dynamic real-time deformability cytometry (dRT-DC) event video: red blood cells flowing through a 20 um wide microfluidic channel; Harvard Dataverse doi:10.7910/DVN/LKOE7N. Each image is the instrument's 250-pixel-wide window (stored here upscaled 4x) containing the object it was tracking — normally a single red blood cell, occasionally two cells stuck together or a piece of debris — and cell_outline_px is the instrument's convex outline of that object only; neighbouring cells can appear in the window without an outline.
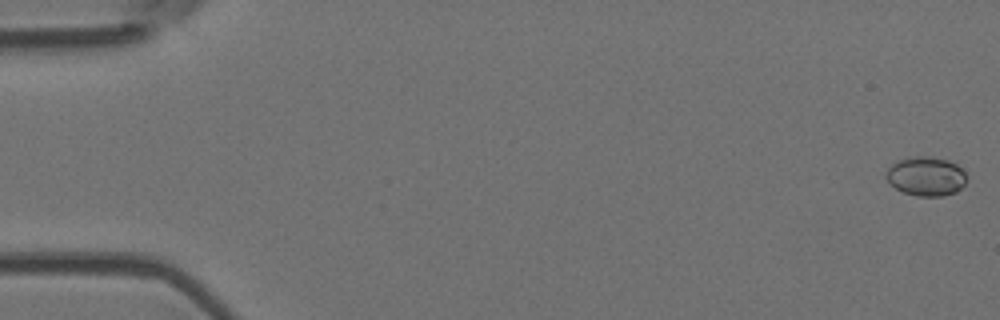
{"species": "Egyptian fruit bat (a non-hibernating species)", "species_latin": "Rousettus aegyptiacus", "temperature_condition": "room temperature", "stored_images_in_passage": 9, "camera_frame_rate_fps": 3000, "um_per_image_px": 0.085, "animal": {"sex": "female"}, "frame": {"image": 1, "passage_image": 1, "time_ms": 0.0, "image_size_px": [1000, 320], "cell_outline_px": [[964, 184], [956, 192], [940, 196], [916, 196], [904, 192], [896, 188], [888, 180], [888, 168], [892, 164], [900, 160], [916, 156], [932, 156], [948, 160], [964, 168]], "centroid_in_image_um": [78.74, 14.97], "position_along_channel_um": 6.3, "area_um2": 18.03}}
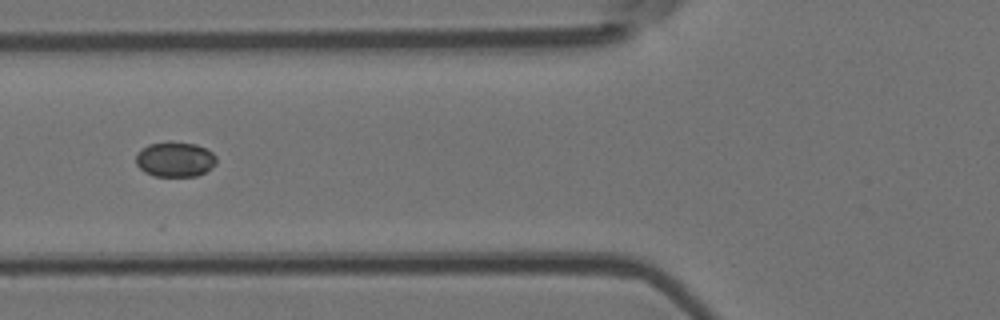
{"frame": {"image": 2, "passage_image": 7, "time_ms": 6.667, "image_size_px": [1000, 320], "cell_outline_px": [[216, 164], [212, 168], [196, 176], [156, 176], [144, 172], [136, 164], [136, 156], [148, 144], [168, 140], [196, 144], [212, 152], [216, 156]], "centroid_in_image_um": [14.89, 13.53], "position_along_channel_um": 110.9, "area_um2": 16.53}}
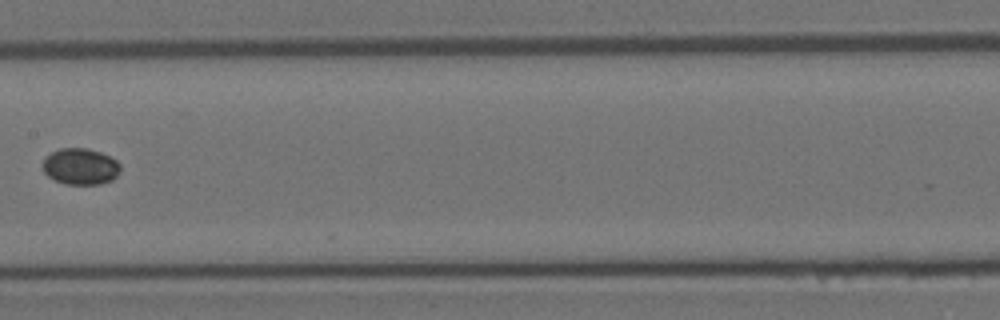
{"frame": {"image": 3, "passage_image": 9, "time_ms": 9.0, "image_size_px": [1000, 320], "cell_outline_px": [[120, 172], [112, 180], [100, 184], [64, 184], [48, 176], [44, 172], [44, 160], [52, 152], [60, 148], [88, 148], [100, 152], [116, 160], [120, 164]], "centroid_in_image_um": [6.87, 14.15], "position_along_channel_um": 200.5, "area_um2": 16.3}}